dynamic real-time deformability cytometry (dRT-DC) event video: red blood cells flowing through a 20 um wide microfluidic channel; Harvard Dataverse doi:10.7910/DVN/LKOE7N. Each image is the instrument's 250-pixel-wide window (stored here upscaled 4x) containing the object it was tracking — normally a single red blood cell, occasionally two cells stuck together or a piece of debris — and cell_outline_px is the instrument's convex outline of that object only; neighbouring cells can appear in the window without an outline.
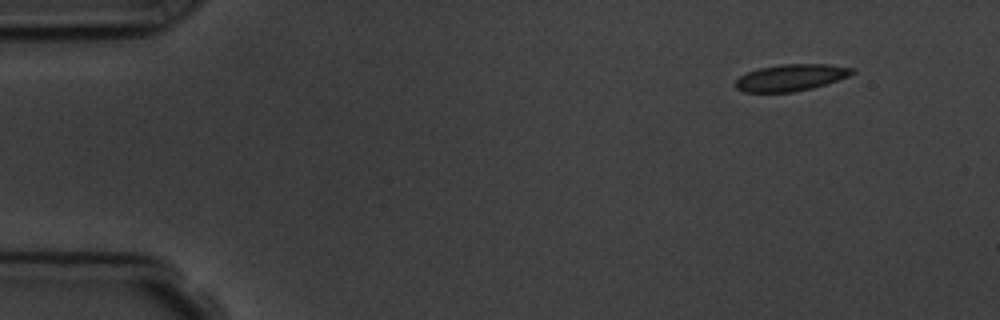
{"species": "common noctule bat (a hibernating species)", "species_latin": "Nyctalus noctula", "temperature_condition": "room temperature", "stored_images_in_passage": 4, "camera_frame_rate_fps": 3000, "um_per_image_px": 0.085, "animal": {"sex": "male", "body_mass_g": 19.5, "forearm_length_mm": 54.6}, "frame": {"image": 1, "passage_image": 1, "time_ms": 0.0, "image_size_px": [1000, 320], "cell_outline_px": [[856, 72], [848, 76], [812, 88], [792, 92], [744, 92], [736, 88], [736, 80], [740, 76], [748, 72], [760, 68], [780, 64], [828, 64], [856, 68]], "centroid_in_image_um": [67.24, 6.58], "position_along_channel_um": 17.8, "area_um2": 18.03}}
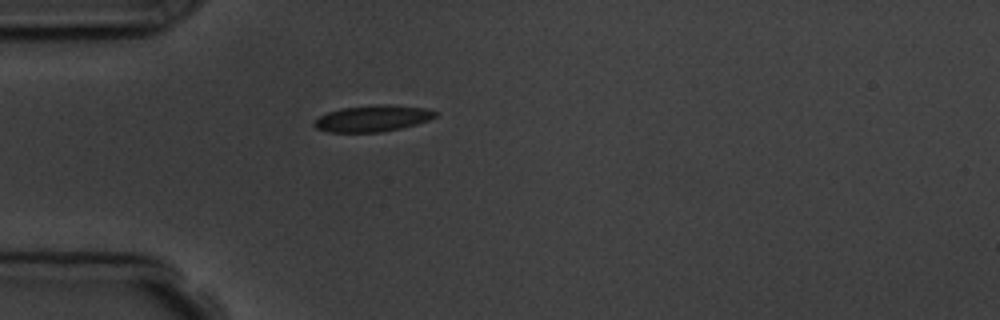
{"frame": {"image": 2, "passage_image": 4, "time_ms": 3.333, "image_size_px": [1000, 320], "cell_outline_px": [[436, 116], [428, 120], [416, 124], [400, 128], [380, 132], [328, 132], [316, 128], [312, 124], [320, 116], [328, 112], [340, 108], [380, 104], [388, 104], [424, 108], [436, 112]], "centroid_in_image_um": [31.64, 10.06], "position_along_channel_um": 53.4, "area_um2": 18.44}}